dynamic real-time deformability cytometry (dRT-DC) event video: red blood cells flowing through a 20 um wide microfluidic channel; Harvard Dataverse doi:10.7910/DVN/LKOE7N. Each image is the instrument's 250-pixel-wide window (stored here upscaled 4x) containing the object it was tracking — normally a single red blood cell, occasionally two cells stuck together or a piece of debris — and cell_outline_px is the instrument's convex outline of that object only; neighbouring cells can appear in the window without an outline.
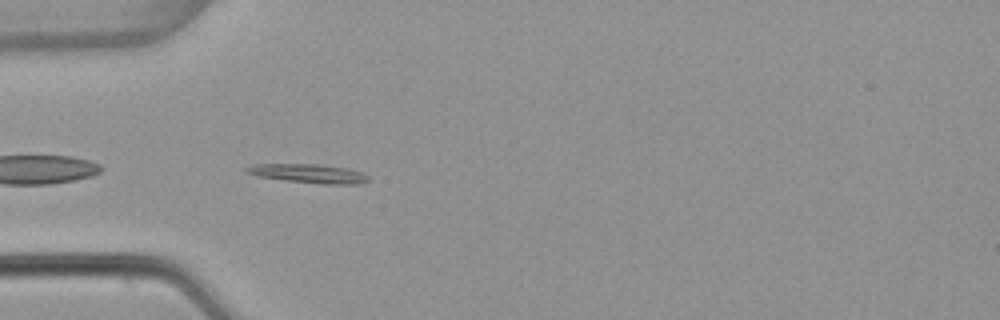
{"species": "common noctule bat (a hibernating species)", "species_latin": "Nyctalus noctula", "temperature_condition": "warm", "stored_images_in_passage": 39, "camera_frame_rate_fps": 3000, "um_per_image_px": 0.085, "animal": {"sex": "female", "body_mass_g": 22.7, "forearm_length_mm": 54.2}, "frame": {"image": 1, "passage_image": 2, "time_ms": 0.333, "image_size_px": [1000, 320], "cell_outline_px": [[368, 180], [360, 184], [320, 184], [256, 176], [244, 172], [244, 168], [252, 164], [320, 164], [348, 168], [360, 172], [368, 176]], "centroid_in_image_um": [26.2, 14.74], "position_along_channel_um": 58.8, "area_um2": 13.47}}
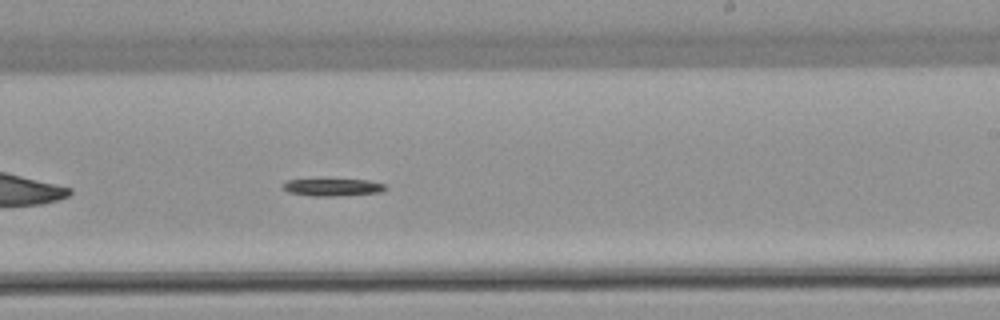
{"frame": {"image": 2, "passage_image": 18, "time_ms": 5.667, "image_size_px": [1000, 320], "cell_outline_px": [[388, 188], [380, 192], [336, 196], [312, 196], [288, 192], [280, 188], [280, 184], [284, 180], [368, 180], [384, 184]], "centroid_in_image_um": [28.2, 15.92], "position_along_channel_um": 260.8, "area_um2": 10.35}}
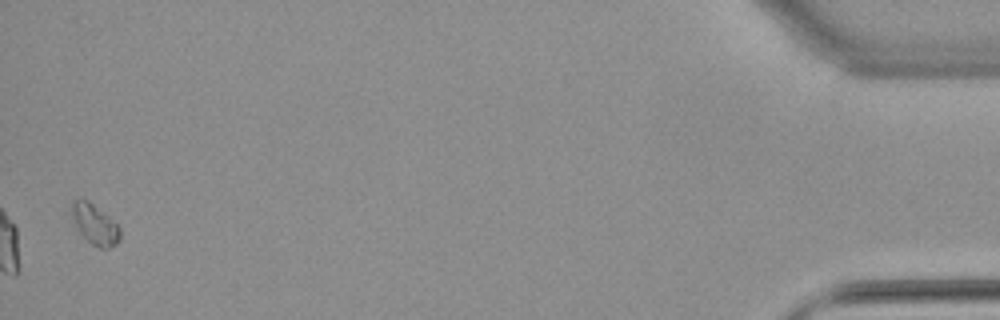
{"frame": {"image": 3, "passage_image": 38, "time_ms": 12.333, "image_size_px": [1000, 320], "cell_outline_px": [[120, 240], [116, 244], [108, 248], [100, 248], [92, 244], [80, 232], [72, 216], [72, 200], [88, 200], [108, 216], [120, 228]], "centroid_in_image_um": [8.09, 19.08], "position_along_channel_um": 427.1, "area_um2": 10.92}}